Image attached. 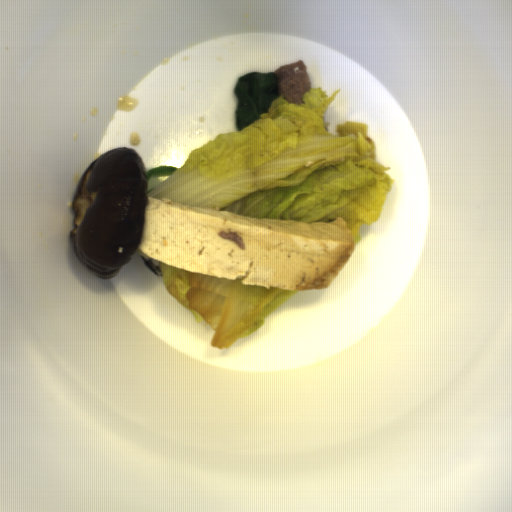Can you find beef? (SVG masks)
<instances>
[{
  "label": "beef",
  "instance_id": "33117281",
  "mask_svg": "<svg viewBox=\"0 0 512 512\" xmlns=\"http://www.w3.org/2000/svg\"><path fill=\"white\" fill-rule=\"evenodd\" d=\"M277 77L279 97L289 103L301 106L304 95L312 89L307 66L303 59L297 60L288 65H283L274 70Z\"/></svg>",
  "mask_w": 512,
  "mask_h": 512
},
{
  "label": "beef",
  "instance_id": "835553da",
  "mask_svg": "<svg viewBox=\"0 0 512 512\" xmlns=\"http://www.w3.org/2000/svg\"><path fill=\"white\" fill-rule=\"evenodd\" d=\"M218 236H220L221 238H223L225 240H233L238 244L239 248H241L242 250L245 249V245H244L242 238L240 237L239 234H237L234 231H230V232L222 231L219 233Z\"/></svg>",
  "mask_w": 512,
  "mask_h": 512
}]
</instances>
